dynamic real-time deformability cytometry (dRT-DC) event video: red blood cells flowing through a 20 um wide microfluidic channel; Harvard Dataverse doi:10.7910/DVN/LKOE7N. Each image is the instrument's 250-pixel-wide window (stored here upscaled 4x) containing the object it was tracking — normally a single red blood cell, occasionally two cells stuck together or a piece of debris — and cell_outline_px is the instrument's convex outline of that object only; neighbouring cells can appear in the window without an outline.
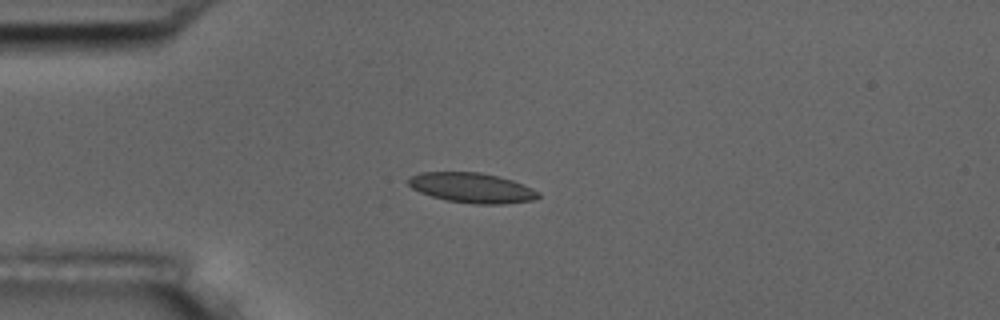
{"species": "common noctule bat (a hibernating species)", "species_latin": "Nyctalus noctula", "temperature_condition": "room temperature", "stored_images_in_passage": 6, "camera_frame_rate_fps": 3000, "um_per_image_px": 0.085, "animal": {"sex": "male", "body_mass_g": 17.5, "forearm_length_mm": 52.3}, "frame": {"image": 1, "passage_image": 4, "time_ms": 1.0, "image_size_px": [1000, 320], "cell_outline_px": [[540, 196], [532, 200], [504, 204], [472, 204], [444, 200], [420, 192], [412, 188], [408, 184], [408, 176], [420, 172], [480, 172], [512, 180], [532, 188], [540, 192]], "centroid_in_image_um": [40.08, 15.96], "position_along_channel_um": 44.9, "area_um2": 22.77}}